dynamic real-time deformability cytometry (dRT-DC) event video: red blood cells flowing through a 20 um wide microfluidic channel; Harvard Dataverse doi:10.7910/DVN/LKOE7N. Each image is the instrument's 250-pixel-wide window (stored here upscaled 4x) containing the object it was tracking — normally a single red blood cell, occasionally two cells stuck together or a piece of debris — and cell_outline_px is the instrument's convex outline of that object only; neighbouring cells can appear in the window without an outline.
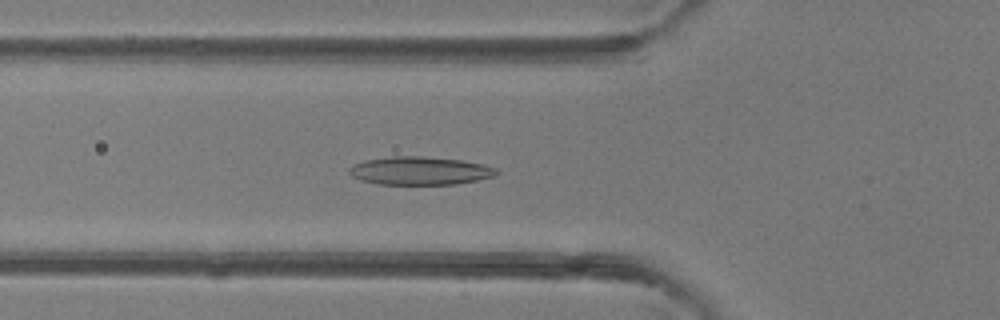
{"species": "common noctule bat (a hibernating species)", "species_latin": "Nyctalus noctula", "temperature_condition": "room temperature", "stored_images_in_passage": 48, "camera_frame_rate_fps": 3000, "um_per_image_px": 0.085, "animal": {"sex": "female"}, "frame": {"image": 1, "passage_image": 16, "time_ms": 5.0, "image_size_px": [1000, 320], "cell_outline_px": [[500, 172], [496, 176], [456, 184], [376, 184], [360, 180], [352, 176], [348, 172], [348, 168], [352, 164], [364, 160], [392, 156], [424, 156], [460, 160], [484, 164], [496, 168]], "centroid_in_image_um": [35.67, 14.51], "position_along_channel_um": 90.1, "area_um2": 24.39}}
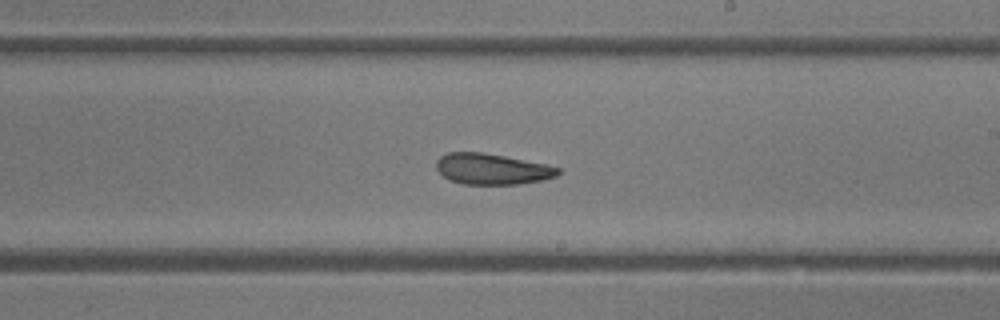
{"frame": {"image": 2, "passage_image": 27, "time_ms": 8.667, "image_size_px": [1000, 320], "cell_outline_px": [[560, 172], [556, 176], [544, 180], [520, 184], [464, 184], [452, 180], [444, 176], [436, 168], [436, 160], [440, 156], [448, 152], [484, 152], [548, 164], [560, 168]], "centroid_in_image_um": [41.85, 14.35], "position_along_channel_um": 247.1, "area_um2": 22.02}}
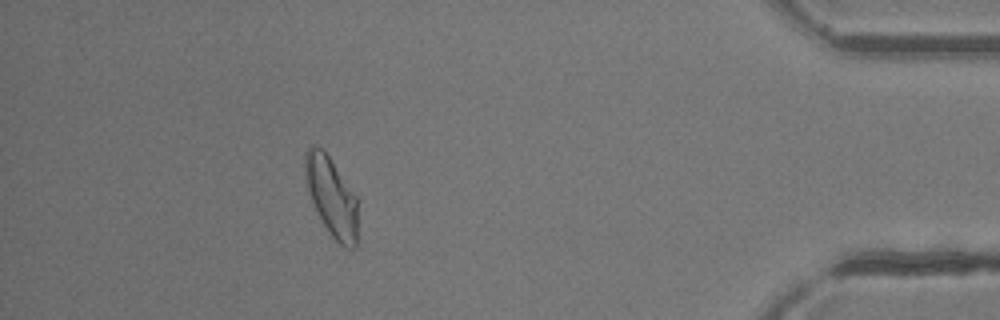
{"frame": {"image": 3, "passage_image": 42, "time_ms": 13.667, "image_size_px": [1000, 320], "cell_outline_px": [[356, 248], [348, 248], [340, 244], [332, 236], [324, 224], [312, 200], [308, 188], [304, 172], [304, 152], [312, 144], [316, 144], [328, 156], [356, 196]], "centroid_in_image_um": [28.15, 16.68], "position_along_channel_um": 407.0, "area_um2": 23.58}}